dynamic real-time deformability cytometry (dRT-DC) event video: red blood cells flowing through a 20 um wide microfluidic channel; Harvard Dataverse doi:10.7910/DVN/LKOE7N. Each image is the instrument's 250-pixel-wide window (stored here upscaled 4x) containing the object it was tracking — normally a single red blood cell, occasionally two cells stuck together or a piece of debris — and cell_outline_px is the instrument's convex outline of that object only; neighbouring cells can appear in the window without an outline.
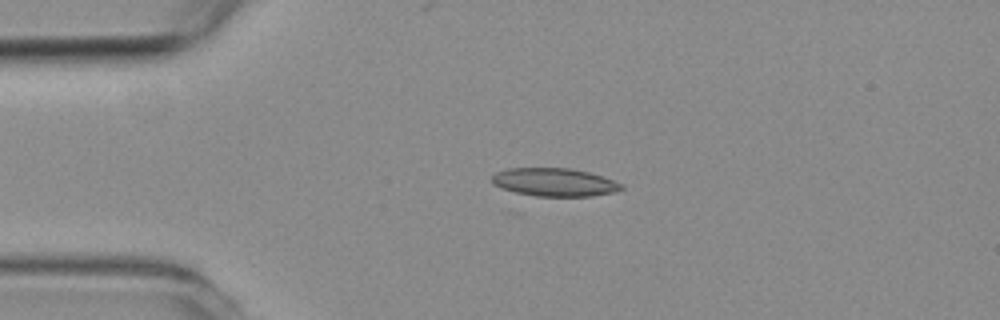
{"species": "common noctule bat (a hibernating species)", "species_latin": "Nyctalus noctula", "temperature_condition": "room temperature", "stored_images_in_passage": 4, "camera_frame_rate_fps": 3000, "um_per_image_px": 0.085, "animal": {"sex": "female", "body_mass_g": 19.3, "forearm_length_mm": 54.1}, "frame": {"image": 1, "passage_image": 3, "time_ms": 2.333, "image_size_px": [1000, 320], "cell_outline_px": [[624, 188], [616, 192], [592, 196], [536, 196], [516, 192], [500, 188], [492, 184], [492, 176], [496, 172], [508, 168], [568, 168], [588, 172], [624, 184]], "centroid_in_image_um": [47.12, 15.49], "position_along_channel_um": 37.9, "area_um2": 21.21}}